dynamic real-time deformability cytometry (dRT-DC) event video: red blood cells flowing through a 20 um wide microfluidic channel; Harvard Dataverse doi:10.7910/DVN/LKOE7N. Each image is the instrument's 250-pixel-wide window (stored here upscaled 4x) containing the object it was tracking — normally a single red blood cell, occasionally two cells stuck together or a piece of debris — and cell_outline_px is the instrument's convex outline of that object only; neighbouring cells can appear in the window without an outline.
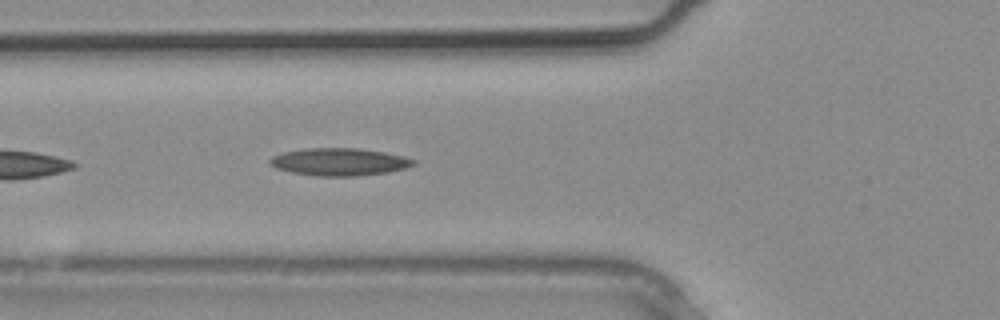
{"species": "common noctule bat (a hibernating species)", "species_latin": "Nyctalus noctula", "temperature_condition": "warm", "stored_images_in_passage": 5, "camera_frame_rate_fps": 3000, "um_per_image_px": 0.085, "animal": {"sex": "male", "body_mass_g": 20.4}, "frame": {"image": 1, "passage_image": 5, "time_ms": 1.333, "image_size_px": [1000, 320], "cell_outline_px": [[416, 164], [404, 168], [388, 172], [352, 176], [316, 176], [292, 172], [276, 168], [268, 164], [268, 160], [272, 156], [284, 152], [304, 148], [360, 148], [384, 152], [404, 156], [416, 160]], "centroid_in_image_um": [28.82, 13.75], "position_along_channel_um": 97.0, "area_um2": 23.06}}